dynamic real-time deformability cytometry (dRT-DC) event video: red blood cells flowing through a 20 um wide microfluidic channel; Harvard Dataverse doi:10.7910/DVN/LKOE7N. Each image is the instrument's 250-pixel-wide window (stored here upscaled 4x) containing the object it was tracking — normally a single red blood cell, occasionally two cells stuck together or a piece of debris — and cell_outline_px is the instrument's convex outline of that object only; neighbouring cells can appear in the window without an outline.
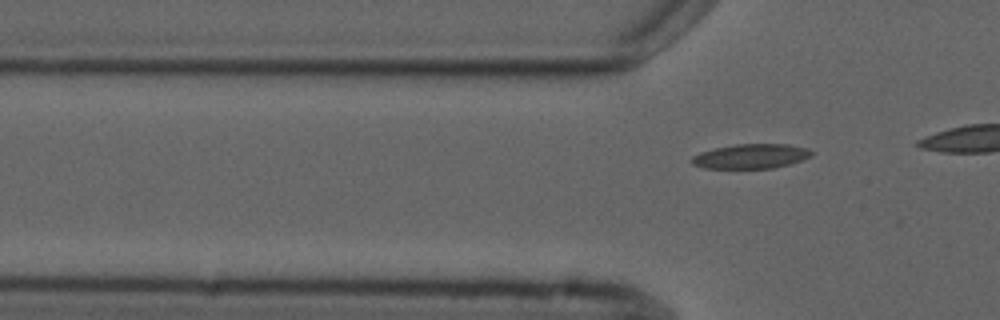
{"species": "common noctule bat (a hibernating species)", "species_latin": "Nyctalus noctula", "temperature_condition": "cold", "stored_images_in_passage": 7, "camera_frame_rate_fps": 3000, "um_per_image_px": 0.085, "animal": {"sex": "male", "forearm_length_mm": 52.5}, "frame": {"image": 1, "passage_image": 7, "time_ms": 7.0, "image_size_px": [1000, 320], "cell_outline_px": [[812, 156], [788, 164], [772, 168], [704, 168], [692, 164], [692, 156], [700, 152], [716, 148], [736, 144], [788, 144], [808, 148], [812, 152]], "centroid_in_image_um": [63.83, 13.27], "position_along_channel_um": 62.0, "area_um2": 16.99}}